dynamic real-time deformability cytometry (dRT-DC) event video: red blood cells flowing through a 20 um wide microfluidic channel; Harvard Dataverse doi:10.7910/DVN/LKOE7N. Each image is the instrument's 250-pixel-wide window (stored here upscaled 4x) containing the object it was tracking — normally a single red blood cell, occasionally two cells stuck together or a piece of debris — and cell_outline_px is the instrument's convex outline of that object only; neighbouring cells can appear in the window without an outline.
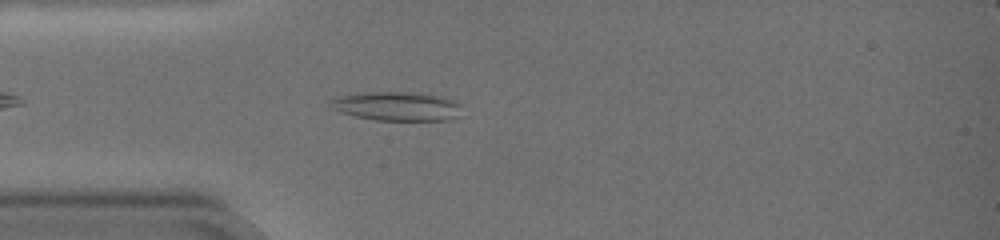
{"species": "common noctule bat (a hibernating species)", "species_latin": "Nyctalus noctula", "temperature_condition": "warm", "stored_images_in_passage": 52, "camera_frame_rate_fps": 3000, "um_per_image_px": 0.085, "animal": {"sex": "female", "body_mass_g": 19.0, "forearm_length_mm": 51.5}, "frame": {"image": 1, "passage_image": 7, "time_ms": 2.0, "image_size_px": [1000, 240], "cell_outline_px": [[460, 104], [456, 116], [444, 120], [376, 120], [356, 116], [340, 112], [328, 108], [328, 104], [336, 96], [356, 92], [420, 92], [440, 96], [456, 100]], "centroid_in_image_um": [33.65, 9.0], "position_along_channel_um": 51.4, "area_um2": 22.37}}
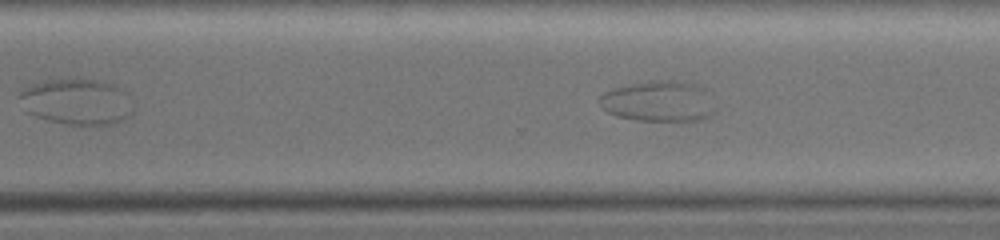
{"frame": {"image": 2, "passage_image": 34, "time_ms": 11.0, "image_size_px": [1000, 240], "cell_outline_px": [[716, 112], [700, 120], [636, 120], [616, 116], [608, 112], [604, 108], [600, 100], [600, 96], [604, 92], [612, 88], [632, 84], [668, 80], [680, 80], [696, 84], [704, 88], [716, 108]], "centroid_in_image_um": [56.02, 8.61], "position_along_channel_um": 314.6, "area_um2": 27.17}}
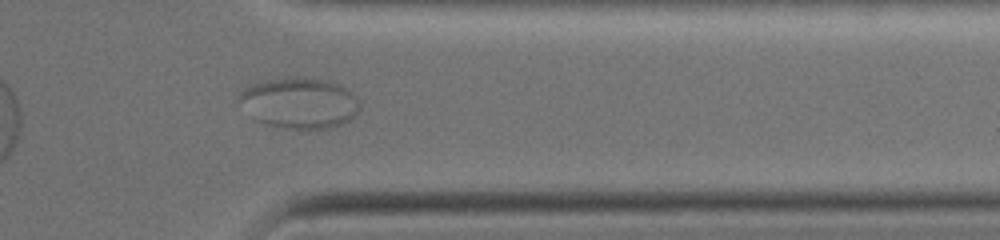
{"frame": {"image": 3, "passage_image": 41, "time_ms": 13.333, "image_size_px": [1000, 240], "cell_outline_px": [[360, 108], [348, 120], [340, 124], [328, 128], [276, 128], [256, 120], [240, 100], [240, 92], [244, 88], [252, 84], [268, 80], [288, 76], [332, 80], [352, 92], [356, 96], [360, 104]], "centroid_in_image_um": [25.48, 8.73], "position_along_channel_um": 385.9, "area_um2": 35.43}}